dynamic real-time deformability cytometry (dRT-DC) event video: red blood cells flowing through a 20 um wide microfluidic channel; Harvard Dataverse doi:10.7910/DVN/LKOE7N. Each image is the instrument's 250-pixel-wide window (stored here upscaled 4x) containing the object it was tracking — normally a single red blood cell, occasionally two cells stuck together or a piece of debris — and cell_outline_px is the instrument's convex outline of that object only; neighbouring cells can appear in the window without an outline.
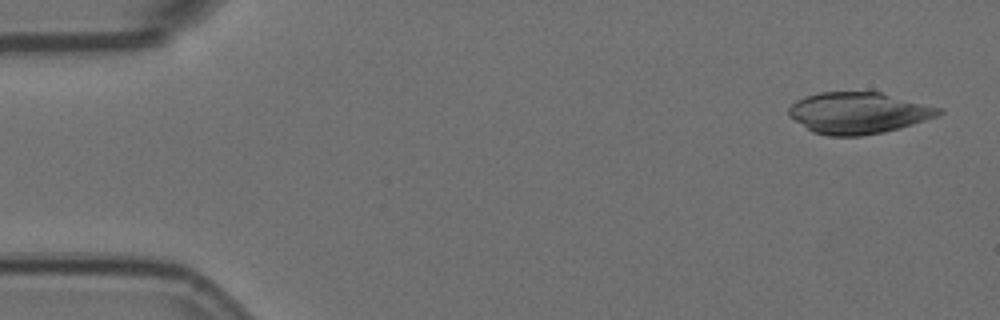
{"species": "Egyptian fruit bat (a non-hibernating species)", "species_latin": "Rousettus aegyptiacus", "temperature_condition": "room temperature", "stored_images_in_passage": 54, "camera_frame_rate_fps": 3000, "um_per_image_px": 0.085, "animal": {"sex": "female"}, "frame": {"image": 1, "passage_image": 1, "time_ms": 0.0, "image_size_px": [1000, 320], "cell_outline_px": [[944, 112], [936, 116], [900, 128], [884, 132], [860, 136], [828, 136], [812, 132], [788, 116], [788, 108], [796, 100], [804, 96], [820, 92], [880, 92], [944, 108]], "centroid_in_image_um": [72.95, 9.6], "position_along_channel_um": 12.1, "area_um2": 36.36}}